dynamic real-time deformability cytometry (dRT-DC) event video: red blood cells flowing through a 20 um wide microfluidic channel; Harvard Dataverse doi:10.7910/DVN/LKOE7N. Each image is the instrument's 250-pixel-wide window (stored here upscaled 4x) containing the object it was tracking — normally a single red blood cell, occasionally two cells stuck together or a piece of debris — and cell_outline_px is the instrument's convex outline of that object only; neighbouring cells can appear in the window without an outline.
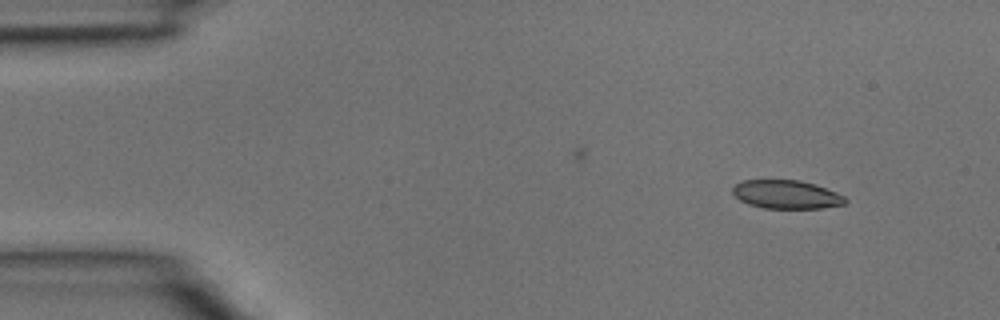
{"species": "common noctule bat (a hibernating species)", "species_latin": "Nyctalus noctula", "temperature_condition": "room temperature", "stored_images_in_passage": 4, "camera_frame_rate_fps": 3000, "um_per_image_px": 0.085, "animal": {"sex": "male", "body_mass_g": 15.6}, "frame": {"image": 1, "passage_image": 2, "time_ms": 0.333, "image_size_px": [1000, 320], "cell_outline_px": [[848, 200], [844, 204], [820, 208], [764, 208], [748, 204], [740, 200], [732, 192], [732, 188], [736, 184], [744, 180], [800, 180], [816, 184], [836, 192], [844, 196]], "centroid_in_image_um": [66.85, 16.52], "position_along_channel_um": 18.1, "area_um2": 18.67}}
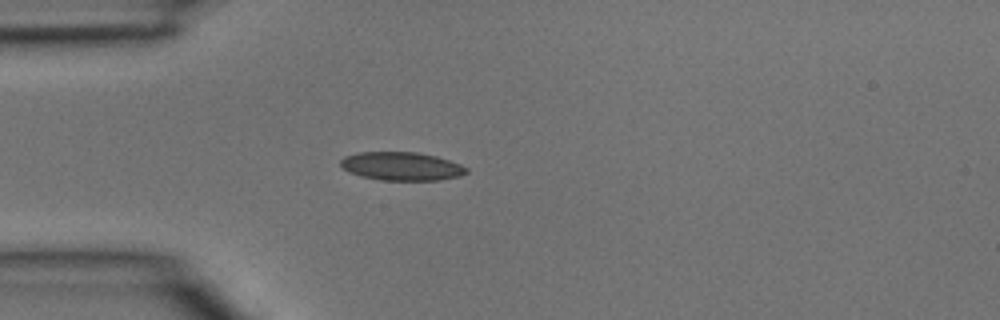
{"frame": {"image": 2, "passage_image": 4, "time_ms": 1.0, "image_size_px": [1000, 320], "cell_outline_px": [[468, 172], [460, 176], [440, 180], [380, 180], [360, 176], [344, 168], [340, 164], [340, 160], [344, 156], [360, 152], [416, 152], [436, 156], [460, 164], [468, 168]], "centroid_in_image_um": [34.15, 14.13], "position_along_channel_um": 50.9, "area_um2": 20.75}}